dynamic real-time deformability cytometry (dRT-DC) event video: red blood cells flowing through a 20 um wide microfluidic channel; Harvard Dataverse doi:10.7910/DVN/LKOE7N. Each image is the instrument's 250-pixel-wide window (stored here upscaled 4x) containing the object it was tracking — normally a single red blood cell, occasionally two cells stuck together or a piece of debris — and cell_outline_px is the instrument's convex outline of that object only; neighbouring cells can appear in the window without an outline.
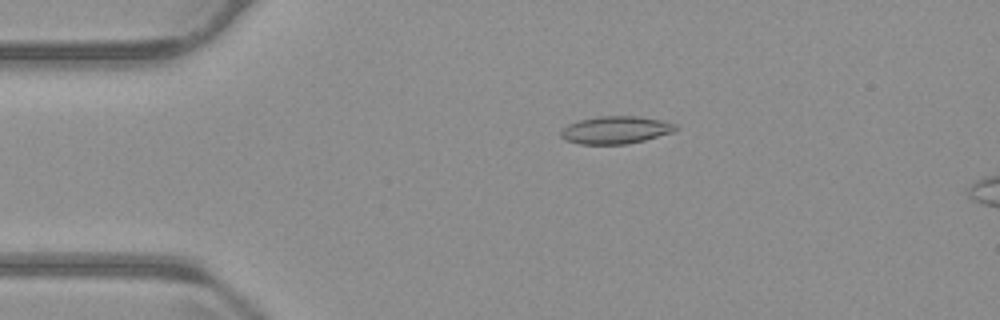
{"species": "common noctule bat (a hibernating species)", "species_latin": "Nyctalus noctula", "temperature_condition": "warm", "stored_images_in_passage": 54, "camera_frame_rate_fps": 3000, "um_per_image_px": 0.085, "animal": {"sex": "male", "body_mass_g": 23.1, "forearm_length_mm": 52.7}, "frame": {"image": 1, "passage_image": 10, "time_ms": 3.0, "image_size_px": [1000, 320], "cell_outline_px": [[676, 128], [672, 132], [644, 140], [628, 144], [580, 144], [564, 140], [560, 136], [560, 132], [568, 124], [580, 120], [596, 116], [640, 116], [660, 120], [676, 124]], "centroid_in_image_um": [52.29, 11.05], "position_along_channel_um": 32.7, "area_um2": 18.38}}
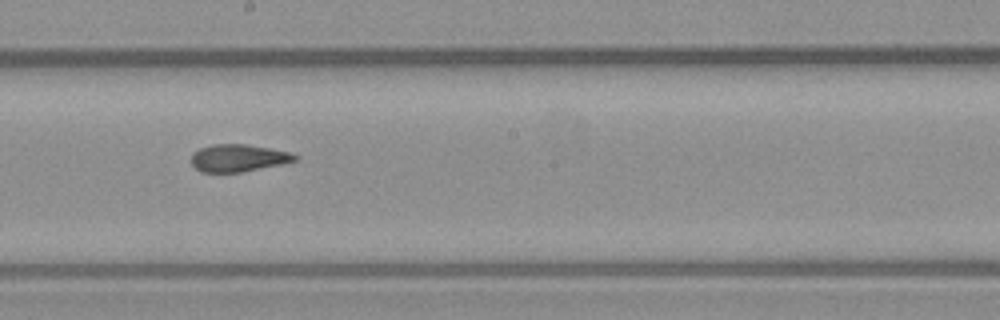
{"frame": {"image": 2, "passage_image": 29, "time_ms": 9.333, "image_size_px": [1000, 320], "cell_outline_px": [[300, 156], [296, 160], [280, 164], [240, 172], [200, 172], [192, 164], [192, 152], [200, 148], [212, 144], [244, 144], [292, 152]], "centroid_in_image_um": [20.25, 13.42], "position_along_channel_um": 228.0, "area_um2": 16.42}}
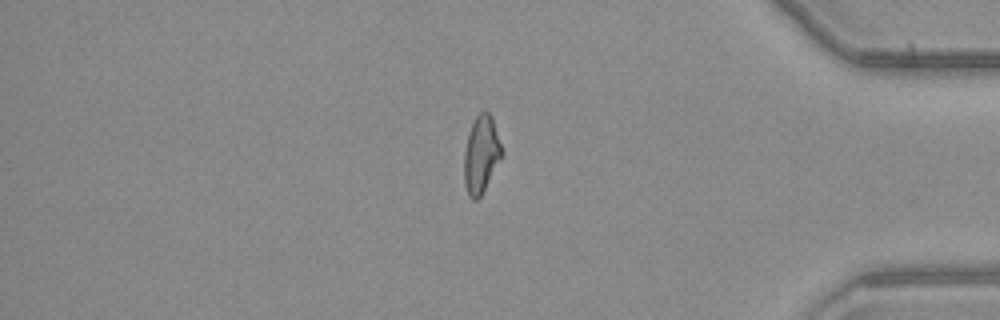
{"frame": {"image": 3, "passage_image": 45, "time_ms": 14.667, "image_size_px": [1000, 320], "cell_outline_px": [[504, 152], [480, 196], [476, 200], [472, 200], [468, 196], [464, 184], [464, 152], [468, 132], [476, 116], [480, 112], [488, 112], [492, 116]], "centroid_in_image_um": [40.89, 13.12], "position_along_channel_um": 394.3, "area_um2": 16.94}, "authors_computed_cell_mechanics": {"area_um2": 17.1377, "velocity_mm_per_s": 3.7427, "shape_relaxation_time_tau1_ms": null, "shape_relaxation_time_tau2_ms": 2.2671, "deformation_change_tau1": null, "deformation_change_tau2": 0.0873}}